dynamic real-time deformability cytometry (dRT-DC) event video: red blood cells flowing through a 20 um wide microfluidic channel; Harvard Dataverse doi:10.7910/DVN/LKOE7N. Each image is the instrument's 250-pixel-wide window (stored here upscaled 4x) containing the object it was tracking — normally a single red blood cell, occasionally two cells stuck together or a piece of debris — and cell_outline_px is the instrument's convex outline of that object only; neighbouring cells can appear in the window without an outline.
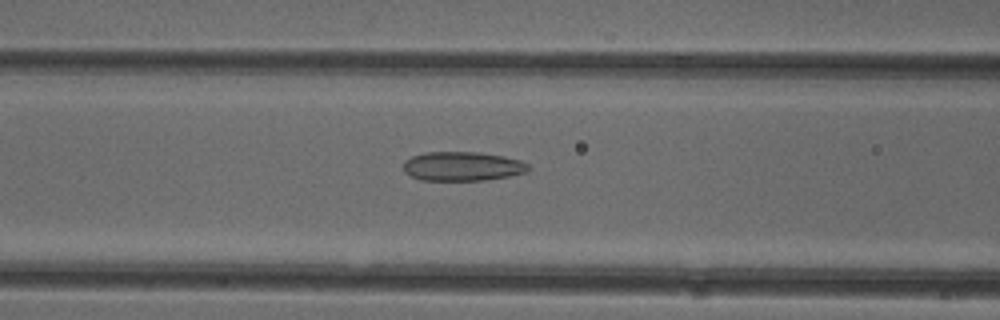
{"species": "common noctule bat (a hibernating species)", "species_latin": "Nyctalus noctula", "temperature_condition": "cold", "stored_images_in_passage": 51, "camera_frame_rate_fps": 3000, "um_per_image_px": 0.085, "animal": {"sex": "female"}, "frame": {"image": 1, "passage_image": 21, "time_ms": 6.667, "image_size_px": [1000, 320], "cell_outline_px": [[528, 172], [508, 176], [484, 180], [420, 180], [404, 172], [404, 160], [412, 156], [424, 152], [480, 152], [504, 156], [520, 160], [528, 164]], "centroid_in_image_um": [39.29, 14.13], "position_along_channel_um": 127.3, "area_um2": 21.27}}
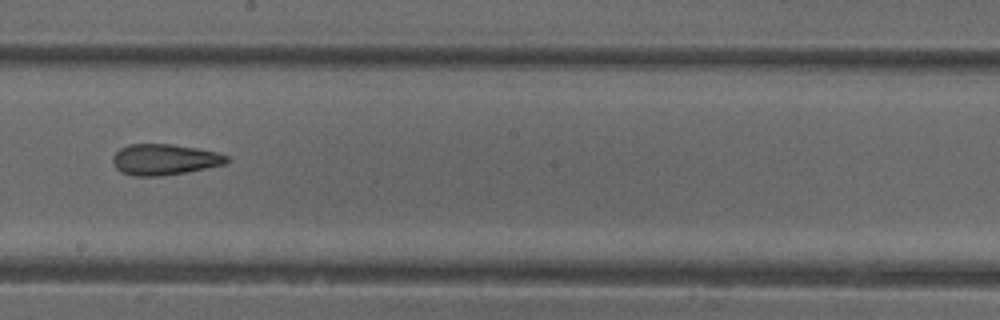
{"frame": {"image": 2, "passage_image": 29, "time_ms": 9.333, "image_size_px": [1000, 320], "cell_outline_px": [[232, 160], [228, 164], [184, 172], [160, 176], [132, 176], [120, 172], [116, 168], [112, 160], [112, 156], [120, 148], [128, 144], [172, 144], [220, 152], [228, 156]], "centroid_in_image_um": [14.01, 13.55], "position_along_channel_um": 234.2, "area_um2": 20.81}}
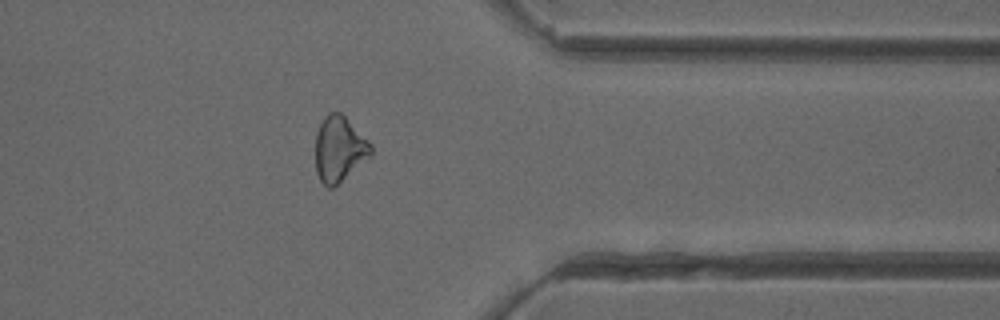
{"frame": {"image": 3, "passage_image": 41, "time_ms": 13.333, "image_size_px": [1000, 320], "cell_outline_px": [[372, 156], [332, 188], [328, 188], [320, 180], [316, 172], [316, 132], [324, 116], [328, 112], [340, 112], [372, 144]], "centroid_in_image_um": [28.84, 12.67], "position_along_channel_um": 382.6, "area_um2": 21.1}, "authors_computed_cell_mechanics": {"area_um2": 22.1374, "velocity_mm_per_s": 4.0038, "shape_relaxation_time_tau1_ms": null, "shape_relaxation_time_tau2_ms": 3.1894, "deformation_change_tau1": null, "deformation_change_tau2": 0.1311}}